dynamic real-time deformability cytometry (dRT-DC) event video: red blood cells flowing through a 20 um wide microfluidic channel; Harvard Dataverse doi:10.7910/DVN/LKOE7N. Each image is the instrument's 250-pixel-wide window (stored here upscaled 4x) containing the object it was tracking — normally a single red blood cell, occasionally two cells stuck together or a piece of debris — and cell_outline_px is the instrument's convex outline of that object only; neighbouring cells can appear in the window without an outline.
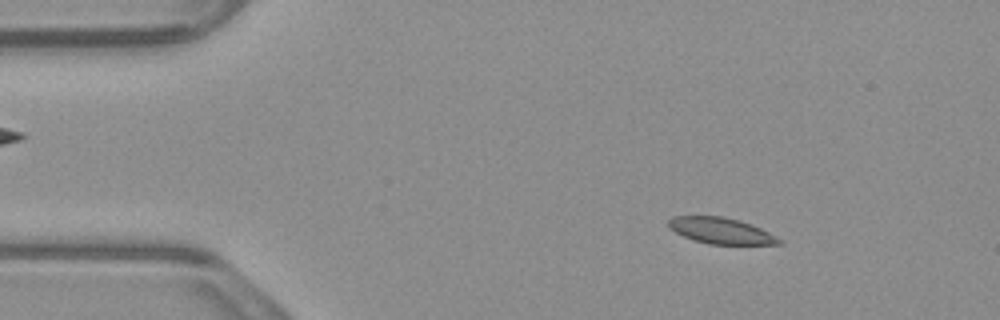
{"species": "common noctule bat (a hibernating species)", "species_latin": "Nyctalus noctula", "temperature_condition": "warm", "stored_images_in_passage": 51, "camera_frame_rate_fps": 3000, "um_per_image_px": 0.085, "animal": {"sex": "male", "body_mass_g": 23.1, "forearm_length_mm": 52.7}, "frame": {"image": 1, "passage_image": 5, "time_ms": 1.333, "image_size_px": [1000, 320], "cell_outline_px": [[784, 244], [708, 244], [692, 240], [668, 228], [668, 220], [672, 216], [724, 216], [740, 220], [752, 224], [784, 240]], "centroid_in_image_um": [61.29, 19.61], "position_along_channel_um": 23.7, "area_um2": 16.99}}
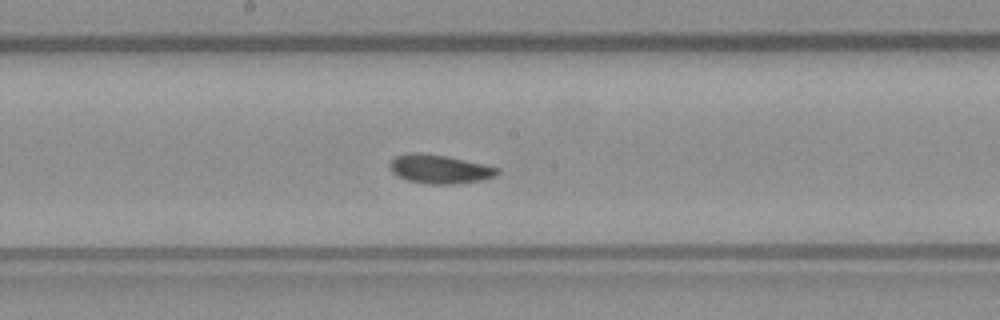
{"frame": {"image": 2, "passage_image": 25, "time_ms": 8.0, "image_size_px": [1000, 320], "cell_outline_px": [[500, 172], [496, 176], [484, 180], [456, 184], [428, 184], [408, 180], [392, 172], [388, 168], [388, 164], [396, 156], [408, 152], [420, 152], [448, 156], [484, 164], [500, 168]], "centroid_in_image_um": [37.39, 14.36], "position_along_channel_um": 210.8, "area_um2": 18.32}}
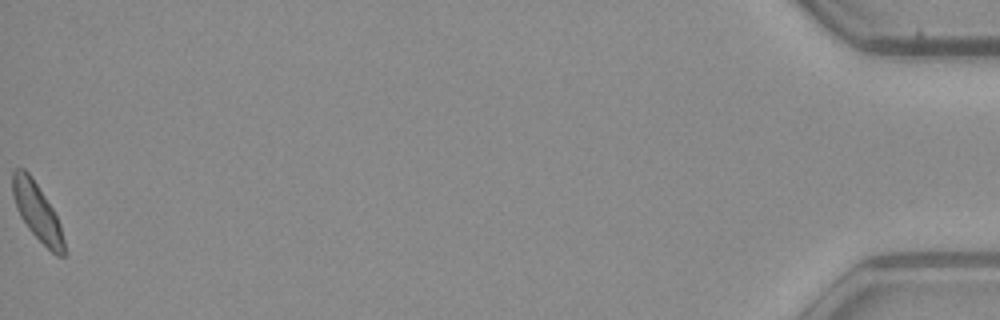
{"frame": {"image": 3, "passage_image": 51, "time_ms": 16.667, "image_size_px": [1000, 320], "cell_outline_px": [[64, 256], [56, 256], [28, 228], [20, 216], [16, 208], [12, 196], [12, 172], [16, 168], [24, 168], [32, 176], [52, 208], [60, 224], [64, 240]], "centroid_in_image_um": [3.13, 17.96], "position_along_channel_um": 432.1, "area_um2": 17.05}, "authors_computed_cell_mechanics": {"area_um2": 17.629, "velocity_mm_per_s": 3.8484, "shape_relaxation_time_tau1_ms": 3.6267, "shape_relaxation_time_tau2_ms": 4.2201, "deformation_change_tau1": 0.1072, "deformation_change_tau2": 0.0646}}